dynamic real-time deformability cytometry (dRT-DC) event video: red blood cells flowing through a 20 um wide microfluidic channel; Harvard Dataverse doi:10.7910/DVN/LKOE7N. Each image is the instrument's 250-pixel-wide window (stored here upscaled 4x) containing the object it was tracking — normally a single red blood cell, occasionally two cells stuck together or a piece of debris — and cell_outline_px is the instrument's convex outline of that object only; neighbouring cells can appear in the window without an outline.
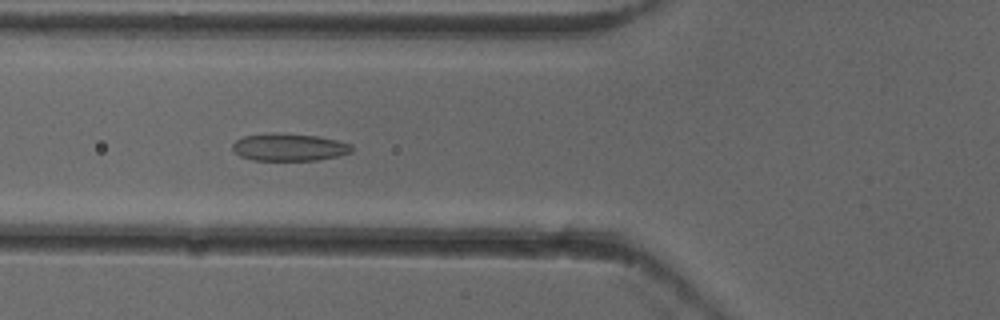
{"species": "common noctule bat (a hibernating species)", "species_latin": "Nyctalus noctula", "temperature_condition": "cold", "stored_images_in_passage": 52, "camera_frame_rate_fps": 3000, "um_per_image_px": 0.085, "animal": {"sex": "female"}, "frame": {"image": 1, "passage_image": 19, "time_ms": 6.0, "image_size_px": [1000, 320], "cell_outline_px": [[356, 148], [352, 152], [340, 156], [316, 160], [252, 160], [240, 156], [232, 148], [232, 144], [236, 140], [244, 136], [316, 136], [336, 140], [352, 144]], "centroid_in_image_um": [24.67, 12.57], "position_along_channel_um": 101.1, "area_um2": 18.15}}
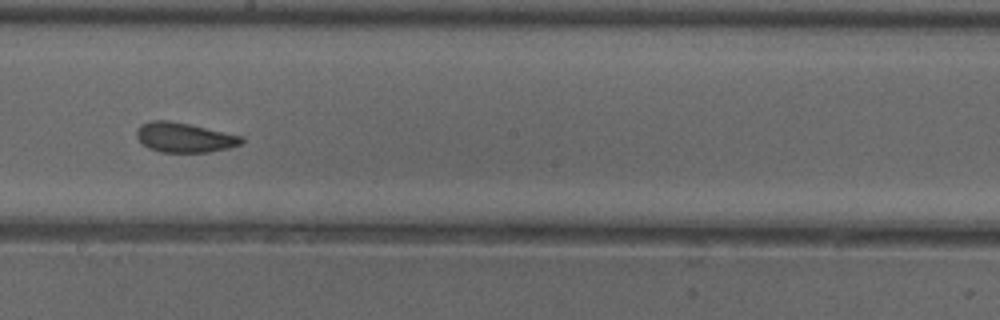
{"frame": {"image": 2, "passage_image": 29, "time_ms": 9.333, "image_size_px": [1000, 320], "cell_outline_px": [[244, 140], [240, 144], [228, 148], [208, 152], [160, 152], [148, 148], [136, 136], [136, 132], [140, 124], [152, 120], [168, 120], [188, 124], [244, 136]], "centroid_in_image_um": [15.66, 11.68], "position_along_channel_um": 232.5, "area_um2": 18.09}}
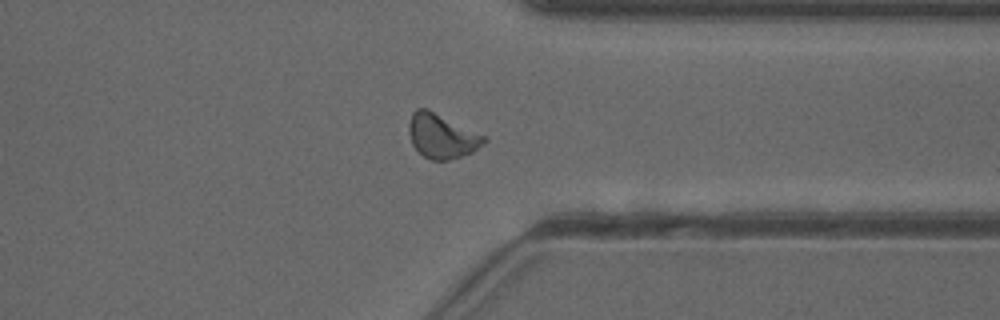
{"frame": {"image": 3, "passage_image": 40, "time_ms": 13.0, "image_size_px": [1000, 320], "cell_outline_px": [[488, 140], [484, 144], [472, 152], [448, 160], [432, 160], [424, 156], [412, 144], [408, 132], [408, 124], [412, 112], [416, 108], [428, 108], [488, 136]], "centroid_in_image_um": [37.58, 11.53], "position_along_channel_um": 373.8, "area_um2": 19.77}, "authors_computed_cell_mechanics": {"area_um2": 18.8139, "velocity_mm_per_s": 3.93, "shape_relaxation_time_tau1_ms": 9.4399, "shape_relaxation_time_tau2_ms": 1.7264, "deformation_change_tau1": 0.1929, "deformation_change_tau2": 0.085}}